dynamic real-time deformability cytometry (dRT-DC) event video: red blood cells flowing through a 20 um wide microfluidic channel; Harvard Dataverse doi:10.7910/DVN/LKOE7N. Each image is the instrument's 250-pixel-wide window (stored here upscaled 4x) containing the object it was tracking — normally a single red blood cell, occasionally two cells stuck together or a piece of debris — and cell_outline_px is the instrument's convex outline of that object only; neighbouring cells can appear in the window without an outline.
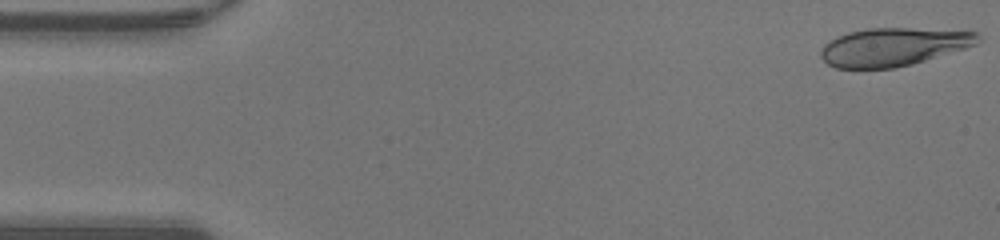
{"species": "human", "species_latin": "Homo sapiens", "temperature_condition": "warm", "stored_images_in_passage": 48, "camera_frame_rate_fps": 3000, "um_per_image_px": 0.085, "donor": {"sex": "male"}, "frame": {"image": 1, "passage_image": 1, "time_ms": 0.0, "image_size_px": [1000, 240], "cell_outline_px": [[980, 40], [976, 44], [964, 48], [912, 64], [896, 68], [836, 68], [828, 64], [820, 56], [820, 52], [824, 44], [836, 36], [848, 32], [868, 28], [908, 28], [976, 32], [980, 36]], "centroid_in_image_um": [75.88, 3.98], "position_along_channel_um": 9.1, "area_um2": 34.68}}
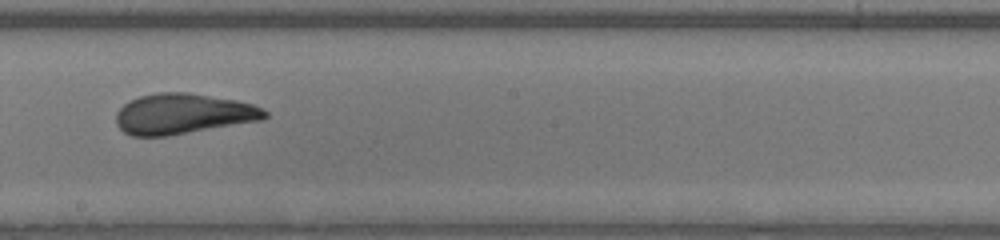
{"frame": {"image": 2, "passage_image": 26, "time_ms": 8.333, "image_size_px": [1000, 240], "cell_outline_px": [[268, 116], [264, 120], [168, 136], [132, 136], [124, 132], [116, 124], [116, 112], [128, 100], [140, 96], [156, 92], [188, 92], [236, 100], [252, 104], [268, 112]], "centroid_in_image_um": [15.55, 9.68], "position_along_channel_um": 232.6, "area_um2": 35.32}}
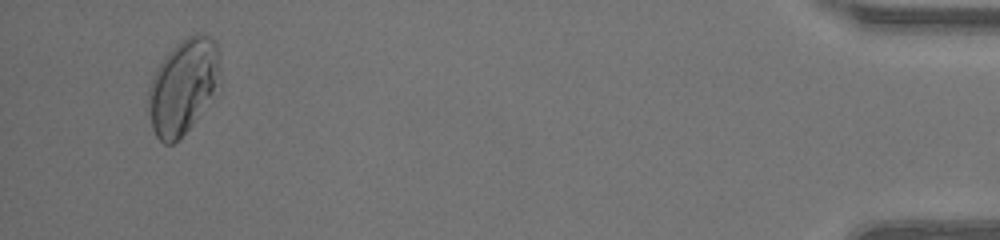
{"frame": {"image": 3, "passage_image": 45, "time_ms": 14.667, "image_size_px": [1000, 240], "cell_outline_px": [[220, 80], [192, 124], [172, 144], [164, 144], [156, 136], [152, 128], [148, 108], [148, 88], [152, 76], [156, 68], [168, 52], [180, 40], [188, 36], [200, 32], [216, 40]], "centroid_in_image_um": [15.52, 7.3], "position_along_channel_um": 419.7, "area_um2": 38.96}, "authors_computed_cell_mechanics": {"area_um2": 35.3158, "velocity_mm_per_s": 4.3239, "shape_relaxation_time_tau1_ms": 6.7305, "shape_relaxation_time_tau2_ms": null, "deformation_change_tau1": 0.248, "deformation_change_tau2": null}}